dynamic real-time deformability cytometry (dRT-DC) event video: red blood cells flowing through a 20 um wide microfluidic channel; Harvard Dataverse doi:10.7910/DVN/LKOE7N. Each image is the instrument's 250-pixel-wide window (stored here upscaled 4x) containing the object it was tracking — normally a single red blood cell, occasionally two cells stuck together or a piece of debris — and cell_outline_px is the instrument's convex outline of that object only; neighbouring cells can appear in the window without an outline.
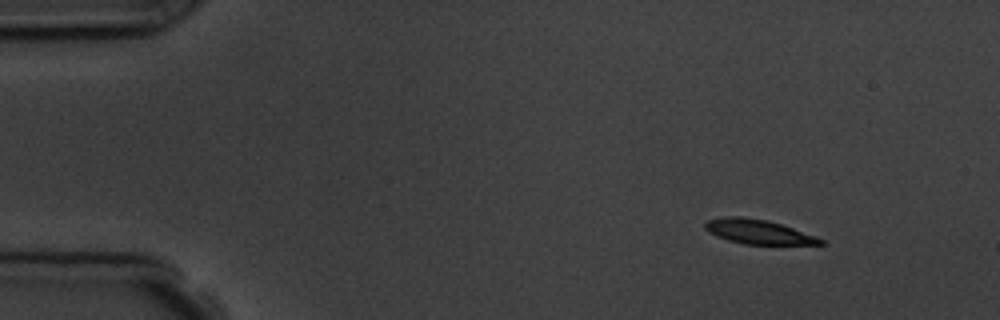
{"species": "common noctule bat (a hibernating species)", "species_latin": "Nyctalus noctula", "temperature_condition": "room temperature", "stored_images_in_passage": 5, "segment_of_instrument_passage": [1, 2], "camera_frame_rate_fps": 3000, "um_per_image_px": 0.085, "animal": {"sex": "male", "body_mass_g": 19.5, "forearm_length_mm": 54.6}, "frame": {"image": 1, "passage_image": 1, "time_ms": 0.0, "image_size_px": [1000, 320], "cell_outline_px": [[828, 244], [744, 244], [728, 240], [716, 236], [708, 232], [704, 228], [704, 224], [708, 220], [724, 216], [740, 216], [768, 220], [816, 236], [824, 240]], "centroid_in_image_um": [64.42, 19.69], "position_along_channel_um": 20.6, "area_um2": 16.36}}
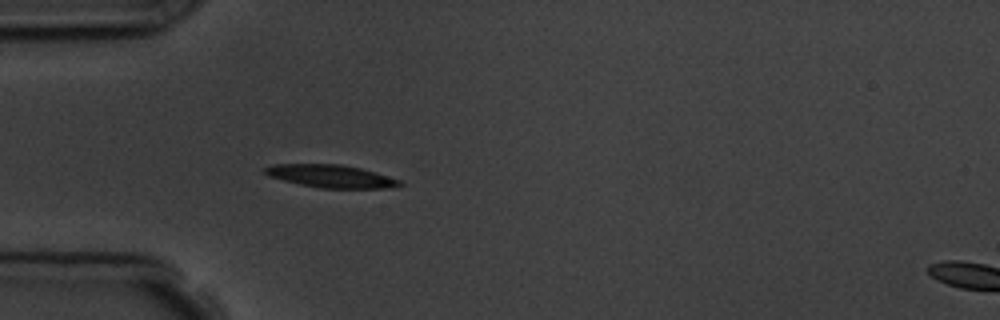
{"frame": {"image": 2, "passage_image": 4, "time_ms": 3.333, "image_size_px": [1000, 320], "cell_outline_px": [[404, 184], [388, 188], [320, 188], [300, 184], [268, 176], [264, 172], [264, 168], [272, 164], [340, 164], [360, 168], [376, 172], [400, 180]], "centroid_in_image_um": [28.13, 14.97], "position_along_channel_um": 56.9, "area_um2": 17.8}}